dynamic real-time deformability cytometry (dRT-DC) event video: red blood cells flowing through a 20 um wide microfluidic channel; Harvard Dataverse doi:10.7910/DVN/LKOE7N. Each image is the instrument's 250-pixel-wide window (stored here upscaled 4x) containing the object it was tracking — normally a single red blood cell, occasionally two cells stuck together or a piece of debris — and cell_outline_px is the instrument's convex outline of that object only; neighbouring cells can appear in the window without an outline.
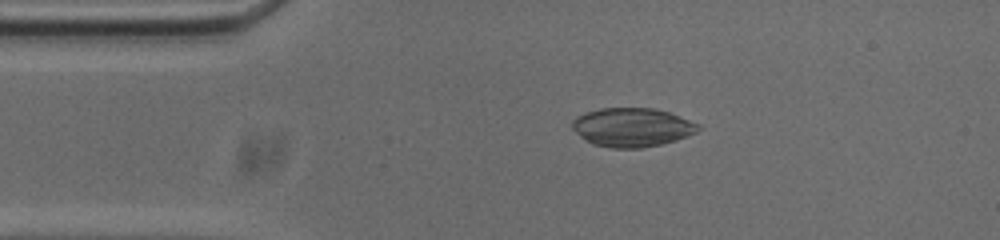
{"species": "common noctule bat (a hibernating species)", "species_latin": "Nyctalus noctula", "temperature_condition": "cold", "stored_images_in_passage": 53, "camera_frame_rate_fps": 3000, "um_per_image_px": 0.085, "animal": {"sex": "male", "body_mass_g": 20.0, "forearm_length_mm": 53.3}, "frame": {"image": 1, "passage_image": 9, "time_ms": 2.667, "image_size_px": [1000, 240], "cell_outline_px": [[704, 128], [688, 136], [676, 140], [660, 144], [640, 148], [612, 148], [592, 144], [584, 140], [572, 128], [572, 120], [576, 116], [584, 112], [600, 108], [652, 108], [668, 112], [700, 124]], "centroid_in_image_um": [53.72, 10.82], "position_along_channel_um": 31.3, "area_um2": 28.67}}
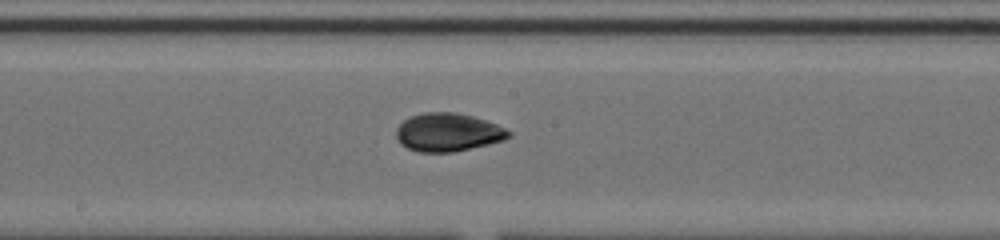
{"frame": {"image": 2, "passage_image": 26, "time_ms": 8.333, "image_size_px": [1000, 240], "cell_outline_px": [[512, 136], [504, 140], [488, 144], [452, 152], [416, 152], [400, 144], [396, 136], [396, 128], [404, 120], [412, 116], [424, 112], [456, 112], [472, 116], [496, 124], [512, 132]], "centroid_in_image_um": [38.07, 11.25], "position_along_channel_um": 210.1, "area_um2": 25.03}}
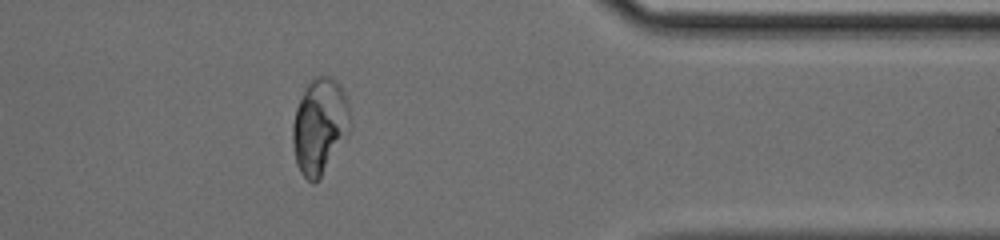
{"frame": {"image": 3, "passage_image": 42, "time_ms": 13.667, "image_size_px": [1000, 240], "cell_outline_px": [[348, 132], [320, 180], [316, 184], [312, 184], [300, 172], [296, 164], [292, 140], [292, 124], [296, 108], [308, 84], [316, 76], [328, 76], [344, 92], [348, 104]], "centroid_in_image_um": [27.13, 10.79], "position_along_channel_um": 384.3, "area_um2": 31.39}, "authors_computed_cell_mechanics": {"area_um2": 27.5128, "velocity_mm_per_s": 3.7308, "shape_relaxation_time_tau1_ms": 6.6214, "shape_relaxation_time_tau2_ms": null, "deformation_change_tau1": 0.2506, "deformation_change_tau2": null}}